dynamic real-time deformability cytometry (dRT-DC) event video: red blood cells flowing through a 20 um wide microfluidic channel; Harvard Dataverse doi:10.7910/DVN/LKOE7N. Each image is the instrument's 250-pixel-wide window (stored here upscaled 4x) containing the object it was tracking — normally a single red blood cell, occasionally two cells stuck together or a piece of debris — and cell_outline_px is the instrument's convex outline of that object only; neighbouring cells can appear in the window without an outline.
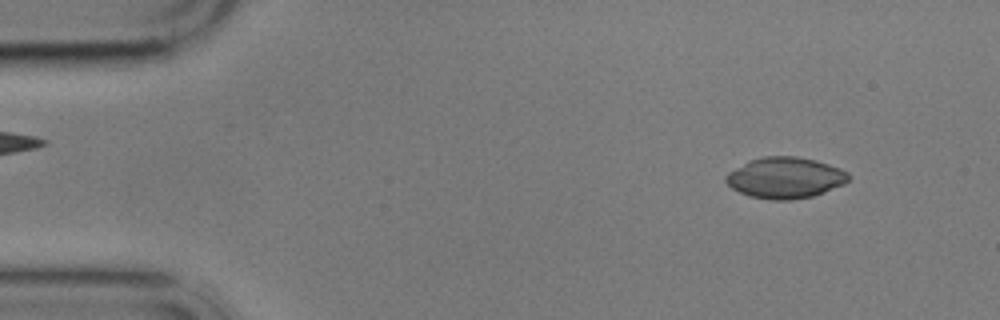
{"species": "common noctule bat (a hibernating species)", "species_latin": "Nyctalus noctula", "temperature_condition": "cold", "stored_images_in_passage": 4, "camera_frame_rate_fps": 3000, "um_per_image_px": 0.085, "animal": {"sex": "male", "body_mass_g": 17.9}, "frame": {"image": 1, "passage_image": 1, "time_ms": 0.0, "image_size_px": [1000, 320], "cell_outline_px": [[852, 176], [844, 184], [824, 192], [812, 196], [792, 200], [772, 200], [752, 196], [740, 192], [732, 188], [724, 180], [724, 176], [728, 172], [752, 160], [764, 156], [796, 156], [816, 160], [840, 168], [848, 172]], "centroid_in_image_um": [66.77, 15.11], "position_along_channel_um": 18.2, "area_um2": 29.25}}